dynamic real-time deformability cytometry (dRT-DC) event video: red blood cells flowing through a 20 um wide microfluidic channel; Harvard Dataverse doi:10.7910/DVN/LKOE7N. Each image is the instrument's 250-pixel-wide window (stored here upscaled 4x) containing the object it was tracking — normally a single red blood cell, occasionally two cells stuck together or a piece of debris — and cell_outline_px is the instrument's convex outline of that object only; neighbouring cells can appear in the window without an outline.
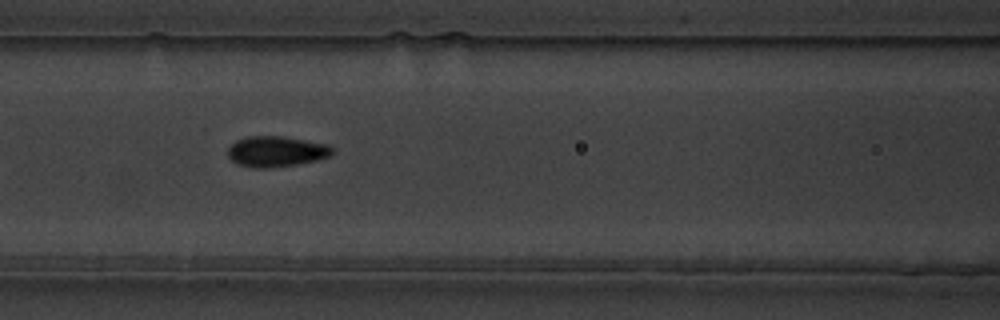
{"species": "common noctule bat (a hibernating species)", "species_latin": "Nyctalus noctula", "temperature_condition": "warm", "stored_images_in_passage": 15, "camera_frame_rate_fps": 3000, "um_per_image_px": 0.085, "animal": {"sex": "male", "body_mass_g": 19.5, "forearm_length_mm": 54.6}, "frame": {"image": 1, "passage_image": 7, "time_ms": 2.0, "image_size_px": [1000, 320], "cell_outline_px": [[336, 148], [332, 156], [316, 160], [296, 164], [268, 168], [256, 168], [240, 164], [232, 160], [228, 156], [228, 148], [236, 140], [244, 136], [284, 136], [328, 144]], "centroid_in_image_um": [23.53, 12.86], "position_along_channel_um": 143.1, "area_um2": 18.79}}
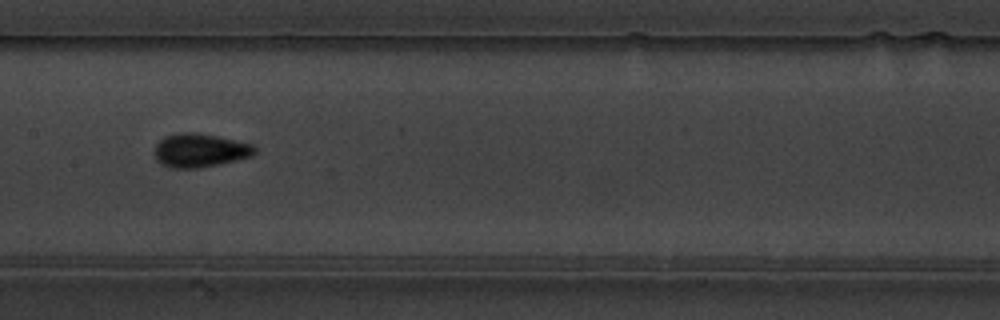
{"frame": {"image": 2, "passage_image": 11, "time_ms": 3.333, "image_size_px": [1000, 320], "cell_outline_px": [[256, 152], [252, 156], [220, 164], [200, 168], [172, 168], [160, 164], [156, 160], [156, 144], [164, 136], [184, 132], [196, 132], [216, 136], [252, 144], [256, 148]], "centroid_in_image_um": [16.99, 12.79], "position_along_channel_um": 190.4, "area_um2": 19.59}}